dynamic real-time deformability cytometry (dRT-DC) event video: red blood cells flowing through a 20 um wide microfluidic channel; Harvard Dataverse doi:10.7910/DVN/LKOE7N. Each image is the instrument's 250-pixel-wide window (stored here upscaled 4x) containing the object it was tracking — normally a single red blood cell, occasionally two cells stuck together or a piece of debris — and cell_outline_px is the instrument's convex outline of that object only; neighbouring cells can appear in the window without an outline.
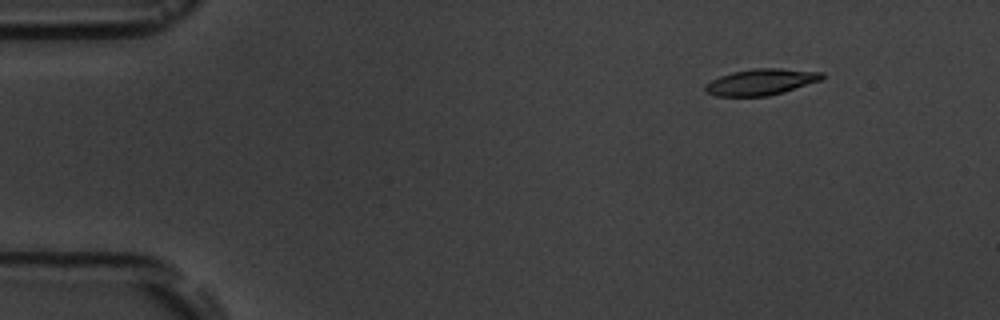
{"species": "common noctule bat (a hibernating species)", "species_latin": "Nyctalus noctula", "temperature_condition": "room temperature", "stored_images_in_passage": 5, "camera_frame_rate_fps": 3000, "um_per_image_px": 0.085, "animal": {"sex": "male", "body_mass_g": 19.5, "forearm_length_mm": 54.6}, "frame": {"image": 1, "passage_image": 2, "time_ms": 2.0, "image_size_px": [1000, 320], "cell_outline_px": [[824, 76], [820, 80], [784, 92], [768, 96], [716, 96], [708, 92], [704, 88], [704, 84], [720, 76], [732, 72], [756, 68], [780, 68], [824, 72]], "centroid_in_image_um": [64.69, 6.96], "position_along_channel_um": 20.3, "area_um2": 17.74}}
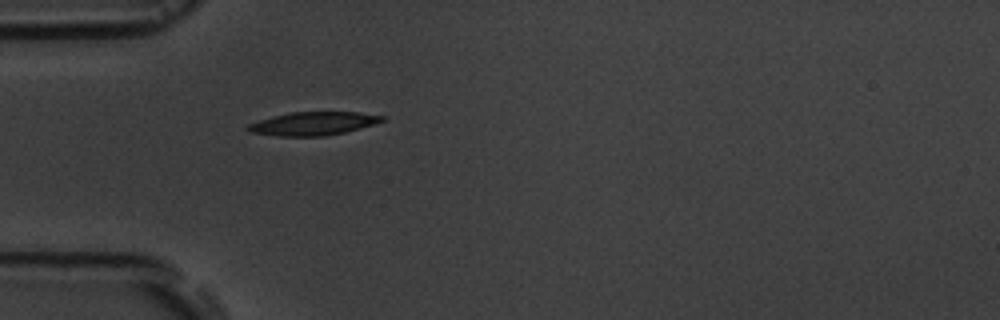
{"frame": {"image": 2, "passage_image": 5, "time_ms": 5.333, "image_size_px": [1000, 320], "cell_outline_px": [[388, 120], [360, 128], [344, 132], [324, 136], [276, 136], [252, 132], [244, 128], [248, 124], [272, 116], [292, 112], [356, 112], [388, 116]], "centroid_in_image_um": [26.67, 10.5], "position_along_channel_um": 58.3, "area_um2": 18.32}}